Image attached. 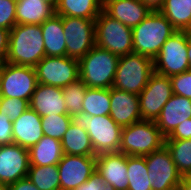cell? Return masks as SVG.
Returning a JSON list of instances; mask_svg holds the SVG:
<instances>
[{"mask_svg":"<svg viewBox=\"0 0 191 190\" xmlns=\"http://www.w3.org/2000/svg\"><path fill=\"white\" fill-rule=\"evenodd\" d=\"M45 57L41 25L16 24L9 31L5 62L35 67Z\"/></svg>","mask_w":191,"mask_h":190,"instance_id":"1","label":"cell"},{"mask_svg":"<svg viewBox=\"0 0 191 190\" xmlns=\"http://www.w3.org/2000/svg\"><path fill=\"white\" fill-rule=\"evenodd\" d=\"M177 30L160 11H152L132 28L133 52L154 60L166 40Z\"/></svg>","mask_w":191,"mask_h":190,"instance_id":"2","label":"cell"},{"mask_svg":"<svg viewBox=\"0 0 191 190\" xmlns=\"http://www.w3.org/2000/svg\"><path fill=\"white\" fill-rule=\"evenodd\" d=\"M72 123L87 131L95 156L119 152L122 127L110 115L90 116L80 113L72 116Z\"/></svg>","mask_w":191,"mask_h":190,"instance_id":"3","label":"cell"},{"mask_svg":"<svg viewBox=\"0 0 191 190\" xmlns=\"http://www.w3.org/2000/svg\"><path fill=\"white\" fill-rule=\"evenodd\" d=\"M120 57L96 45L79 60L80 80L89 88L110 89Z\"/></svg>","mask_w":191,"mask_h":190,"instance_id":"4","label":"cell"},{"mask_svg":"<svg viewBox=\"0 0 191 190\" xmlns=\"http://www.w3.org/2000/svg\"><path fill=\"white\" fill-rule=\"evenodd\" d=\"M165 138L154 121L141 120L122 127L119 152L144 157L162 148Z\"/></svg>","mask_w":191,"mask_h":190,"instance_id":"5","label":"cell"},{"mask_svg":"<svg viewBox=\"0 0 191 190\" xmlns=\"http://www.w3.org/2000/svg\"><path fill=\"white\" fill-rule=\"evenodd\" d=\"M154 73L153 60L137 53L120 56L113 88L139 95Z\"/></svg>","mask_w":191,"mask_h":190,"instance_id":"6","label":"cell"},{"mask_svg":"<svg viewBox=\"0 0 191 190\" xmlns=\"http://www.w3.org/2000/svg\"><path fill=\"white\" fill-rule=\"evenodd\" d=\"M95 45L119 57L133 53L132 28L102 10L95 19Z\"/></svg>","mask_w":191,"mask_h":190,"instance_id":"7","label":"cell"},{"mask_svg":"<svg viewBox=\"0 0 191 190\" xmlns=\"http://www.w3.org/2000/svg\"><path fill=\"white\" fill-rule=\"evenodd\" d=\"M187 44L188 31H176L172 34L153 60L154 72L171 77L190 70Z\"/></svg>","mask_w":191,"mask_h":190,"instance_id":"8","label":"cell"},{"mask_svg":"<svg viewBox=\"0 0 191 190\" xmlns=\"http://www.w3.org/2000/svg\"><path fill=\"white\" fill-rule=\"evenodd\" d=\"M0 97L18 98L30 102L38 81L35 67L3 62L0 69Z\"/></svg>","mask_w":191,"mask_h":190,"instance_id":"9","label":"cell"},{"mask_svg":"<svg viewBox=\"0 0 191 190\" xmlns=\"http://www.w3.org/2000/svg\"><path fill=\"white\" fill-rule=\"evenodd\" d=\"M67 56L80 60L95 46V19L61 16Z\"/></svg>","mask_w":191,"mask_h":190,"instance_id":"10","label":"cell"},{"mask_svg":"<svg viewBox=\"0 0 191 190\" xmlns=\"http://www.w3.org/2000/svg\"><path fill=\"white\" fill-rule=\"evenodd\" d=\"M38 83L63 88L80 79L79 60L45 56L35 66Z\"/></svg>","mask_w":191,"mask_h":190,"instance_id":"11","label":"cell"},{"mask_svg":"<svg viewBox=\"0 0 191 190\" xmlns=\"http://www.w3.org/2000/svg\"><path fill=\"white\" fill-rule=\"evenodd\" d=\"M145 161L152 190H177L183 176L165 145L145 156Z\"/></svg>","mask_w":191,"mask_h":190,"instance_id":"12","label":"cell"},{"mask_svg":"<svg viewBox=\"0 0 191 190\" xmlns=\"http://www.w3.org/2000/svg\"><path fill=\"white\" fill-rule=\"evenodd\" d=\"M138 96L142 120L155 122L163 106L173 96L170 77L154 72Z\"/></svg>","mask_w":191,"mask_h":190,"instance_id":"13","label":"cell"},{"mask_svg":"<svg viewBox=\"0 0 191 190\" xmlns=\"http://www.w3.org/2000/svg\"><path fill=\"white\" fill-rule=\"evenodd\" d=\"M57 166L60 190H75L96 172V156L64 154Z\"/></svg>","mask_w":191,"mask_h":190,"instance_id":"14","label":"cell"},{"mask_svg":"<svg viewBox=\"0 0 191 190\" xmlns=\"http://www.w3.org/2000/svg\"><path fill=\"white\" fill-rule=\"evenodd\" d=\"M29 166L27 148L15 143L0 146V183L9 185L26 178Z\"/></svg>","mask_w":191,"mask_h":190,"instance_id":"15","label":"cell"},{"mask_svg":"<svg viewBox=\"0 0 191 190\" xmlns=\"http://www.w3.org/2000/svg\"><path fill=\"white\" fill-rule=\"evenodd\" d=\"M96 172L106 184H110L115 190L128 188L126 154L113 152L96 156Z\"/></svg>","mask_w":191,"mask_h":190,"instance_id":"16","label":"cell"},{"mask_svg":"<svg viewBox=\"0 0 191 190\" xmlns=\"http://www.w3.org/2000/svg\"><path fill=\"white\" fill-rule=\"evenodd\" d=\"M110 117L121 127L141 121L139 96L137 94L110 88Z\"/></svg>","mask_w":191,"mask_h":190,"instance_id":"17","label":"cell"},{"mask_svg":"<svg viewBox=\"0 0 191 190\" xmlns=\"http://www.w3.org/2000/svg\"><path fill=\"white\" fill-rule=\"evenodd\" d=\"M191 118V99L173 94L163 106L155 123L167 137L179 124Z\"/></svg>","mask_w":191,"mask_h":190,"instance_id":"18","label":"cell"},{"mask_svg":"<svg viewBox=\"0 0 191 190\" xmlns=\"http://www.w3.org/2000/svg\"><path fill=\"white\" fill-rule=\"evenodd\" d=\"M30 108L42 116L68 114L62 88L38 83L30 100Z\"/></svg>","mask_w":191,"mask_h":190,"instance_id":"19","label":"cell"},{"mask_svg":"<svg viewBox=\"0 0 191 190\" xmlns=\"http://www.w3.org/2000/svg\"><path fill=\"white\" fill-rule=\"evenodd\" d=\"M103 10L131 28L139 25L152 12L141 0H104Z\"/></svg>","mask_w":191,"mask_h":190,"instance_id":"20","label":"cell"},{"mask_svg":"<svg viewBox=\"0 0 191 190\" xmlns=\"http://www.w3.org/2000/svg\"><path fill=\"white\" fill-rule=\"evenodd\" d=\"M13 143L29 149L44 136L41 116L31 108L27 109L18 119L12 121Z\"/></svg>","mask_w":191,"mask_h":190,"instance_id":"21","label":"cell"},{"mask_svg":"<svg viewBox=\"0 0 191 190\" xmlns=\"http://www.w3.org/2000/svg\"><path fill=\"white\" fill-rule=\"evenodd\" d=\"M55 13L44 0H16V24L41 25Z\"/></svg>","mask_w":191,"mask_h":190,"instance_id":"22","label":"cell"},{"mask_svg":"<svg viewBox=\"0 0 191 190\" xmlns=\"http://www.w3.org/2000/svg\"><path fill=\"white\" fill-rule=\"evenodd\" d=\"M41 28L44 38L45 56H67L66 39L61 16L54 14L41 24Z\"/></svg>","mask_w":191,"mask_h":190,"instance_id":"23","label":"cell"},{"mask_svg":"<svg viewBox=\"0 0 191 190\" xmlns=\"http://www.w3.org/2000/svg\"><path fill=\"white\" fill-rule=\"evenodd\" d=\"M28 151L29 164L38 166L58 164L64 155L61 141L49 136H43Z\"/></svg>","mask_w":191,"mask_h":190,"instance_id":"24","label":"cell"},{"mask_svg":"<svg viewBox=\"0 0 191 190\" xmlns=\"http://www.w3.org/2000/svg\"><path fill=\"white\" fill-rule=\"evenodd\" d=\"M64 154L75 156H95L91 139L85 129L71 122L61 140Z\"/></svg>","mask_w":191,"mask_h":190,"instance_id":"25","label":"cell"},{"mask_svg":"<svg viewBox=\"0 0 191 190\" xmlns=\"http://www.w3.org/2000/svg\"><path fill=\"white\" fill-rule=\"evenodd\" d=\"M103 10V0H59L55 13L60 16L96 19Z\"/></svg>","mask_w":191,"mask_h":190,"instance_id":"26","label":"cell"},{"mask_svg":"<svg viewBox=\"0 0 191 190\" xmlns=\"http://www.w3.org/2000/svg\"><path fill=\"white\" fill-rule=\"evenodd\" d=\"M177 31H191L189 0H165L159 10Z\"/></svg>","mask_w":191,"mask_h":190,"instance_id":"27","label":"cell"},{"mask_svg":"<svg viewBox=\"0 0 191 190\" xmlns=\"http://www.w3.org/2000/svg\"><path fill=\"white\" fill-rule=\"evenodd\" d=\"M111 109L110 89L87 87L82 113L90 116L109 115Z\"/></svg>","mask_w":191,"mask_h":190,"instance_id":"28","label":"cell"},{"mask_svg":"<svg viewBox=\"0 0 191 190\" xmlns=\"http://www.w3.org/2000/svg\"><path fill=\"white\" fill-rule=\"evenodd\" d=\"M59 177L57 164L47 166L30 165L27 176L39 190H60Z\"/></svg>","mask_w":191,"mask_h":190,"instance_id":"29","label":"cell"},{"mask_svg":"<svg viewBox=\"0 0 191 190\" xmlns=\"http://www.w3.org/2000/svg\"><path fill=\"white\" fill-rule=\"evenodd\" d=\"M128 190H152L145 156H127Z\"/></svg>","mask_w":191,"mask_h":190,"instance_id":"30","label":"cell"},{"mask_svg":"<svg viewBox=\"0 0 191 190\" xmlns=\"http://www.w3.org/2000/svg\"><path fill=\"white\" fill-rule=\"evenodd\" d=\"M170 155L178 171L184 176L191 170V139L165 140Z\"/></svg>","mask_w":191,"mask_h":190,"instance_id":"31","label":"cell"},{"mask_svg":"<svg viewBox=\"0 0 191 190\" xmlns=\"http://www.w3.org/2000/svg\"><path fill=\"white\" fill-rule=\"evenodd\" d=\"M86 89L87 86L80 79L62 88L68 115L73 116L82 113V104Z\"/></svg>","mask_w":191,"mask_h":190,"instance_id":"32","label":"cell"},{"mask_svg":"<svg viewBox=\"0 0 191 190\" xmlns=\"http://www.w3.org/2000/svg\"><path fill=\"white\" fill-rule=\"evenodd\" d=\"M71 122L72 116L68 114L42 116L43 135L61 141Z\"/></svg>","mask_w":191,"mask_h":190,"instance_id":"33","label":"cell"},{"mask_svg":"<svg viewBox=\"0 0 191 190\" xmlns=\"http://www.w3.org/2000/svg\"><path fill=\"white\" fill-rule=\"evenodd\" d=\"M29 108L28 100L0 97V114L7 116L11 121L18 119Z\"/></svg>","mask_w":191,"mask_h":190,"instance_id":"34","label":"cell"},{"mask_svg":"<svg viewBox=\"0 0 191 190\" xmlns=\"http://www.w3.org/2000/svg\"><path fill=\"white\" fill-rule=\"evenodd\" d=\"M16 25V0H0V28L10 31Z\"/></svg>","mask_w":191,"mask_h":190,"instance_id":"35","label":"cell"},{"mask_svg":"<svg viewBox=\"0 0 191 190\" xmlns=\"http://www.w3.org/2000/svg\"><path fill=\"white\" fill-rule=\"evenodd\" d=\"M173 94L191 99V69L170 77Z\"/></svg>","mask_w":191,"mask_h":190,"instance_id":"36","label":"cell"},{"mask_svg":"<svg viewBox=\"0 0 191 190\" xmlns=\"http://www.w3.org/2000/svg\"><path fill=\"white\" fill-rule=\"evenodd\" d=\"M75 190H115L110 184H106L101 176L95 172L86 182Z\"/></svg>","mask_w":191,"mask_h":190,"instance_id":"37","label":"cell"},{"mask_svg":"<svg viewBox=\"0 0 191 190\" xmlns=\"http://www.w3.org/2000/svg\"><path fill=\"white\" fill-rule=\"evenodd\" d=\"M13 124L7 116L0 114V146L13 143Z\"/></svg>","mask_w":191,"mask_h":190,"instance_id":"38","label":"cell"},{"mask_svg":"<svg viewBox=\"0 0 191 190\" xmlns=\"http://www.w3.org/2000/svg\"><path fill=\"white\" fill-rule=\"evenodd\" d=\"M191 139V118L179 124L165 140H188Z\"/></svg>","mask_w":191,"mask_h":190,"instance_id":"39","label":"cell"},{"mask_svg":"<svg viewBox=\"0 0 191 190\" xmlns=\"http://www.w3.org/2000/svg\"><path fill=\"white\" fill-rule=\"evenodd\" d=\"M9 31L0 28V59L5 62L8 53Z\"/></svg>","mask_w":191,"mask_h":190,"instance_id":"40","label":"cell"},{"mask_svg":"<svg viewBox=\"0 0 191 190\" xmlns=\"http://www.w3.org/2000/svg\"><path fill=\"white\" fill-rule=\"evenodd\" d=\"M9 190H39L27 177L8 185Z\"/></svg>","mask_w":191,"mask_h":190,"instance_id":"41","label":"cell"},{"mask_svg":"<svg viewBox=\"0 0 191 190\" xmlns=\"http://www.w3.org/2000/svg\"><path fill=\"white\" fill-rule=\"evenodd\" d=\"M151 11H159L165 0H141Z\"/></svg>","mask_w":191,"mask_h":190,"instance_id":"42","label":"cell"},{"mask_svg":"<svg viewBox=\"0 0 191 190\" xmlns=\"http://www.w3.org/2000/svg\"><path fill=\"white\" fill-rule=\"evenodd\" d=\"M177 190H191V180L183 176Z\"/></svg>","mask_w":191,"mask_h":190,"instance_id":"43","label":"cell"},{"mask_svg":"<svg viewBox=\"0 0 191 190\" xmlns=\"http://www.w3.org/2000/svg\"><path fill=\"white\" fill-rule=\"evenodd\" d=\"M188 60L191 69V31H188V44H187Z\"/></svg>","mask_w":191,"mask_h":190,"instance_id":"44","label":"cell"},{"mask_svg":"<svg viewBox=\"0 0 191 190\" xmlns=\"http://www.w3.org/2000/svg\"><path fill=\"white\" fill-rule=\"evenodd\" d=\"M47 3H49L50 5H52L53 7H56L58 5L59 0H44Z\"/></svg>","mask_w":191,"mask_h":190,"instance_id":"45","label":"cell"},{"mask_svg":"<svg viewBox=\"0 0 191 190\" xmlns=\"http://www.w3.org/2000/svg\"><path fill=\"white\" fill-rule=\"evenodd\" d=\"M0 190H9L8 185L0 183Z\"/></svg>","mask_w":191,"mask_h":190,"instance_id":"46","label":"cell"},{"mask_svg":"<svg viewBox=\"0 0 191 190\" xmlns=\"http://www.w3.org/2000/svg\"><path fill=\"white\" fill-rule=\"evenodd\" d=\"M188 180H191V170L184 175Z\"/></svg>","mask_w":191,"mask_h":190,"instance_id":"47","label":"cell"},{"mask_svg":"<svg viewBox=\"0 0 191 190\" xmlns=\"http://www.w3.org/2000/svg\"><path fill=\"white\" fill-rule=\"evenodd\" d=\"M2 64H3V61L0 59V69H1Z\"/></svg>","mask_w":191,"mask_h":190,"instance_id":"48","label":"cell"}]
</instances>
